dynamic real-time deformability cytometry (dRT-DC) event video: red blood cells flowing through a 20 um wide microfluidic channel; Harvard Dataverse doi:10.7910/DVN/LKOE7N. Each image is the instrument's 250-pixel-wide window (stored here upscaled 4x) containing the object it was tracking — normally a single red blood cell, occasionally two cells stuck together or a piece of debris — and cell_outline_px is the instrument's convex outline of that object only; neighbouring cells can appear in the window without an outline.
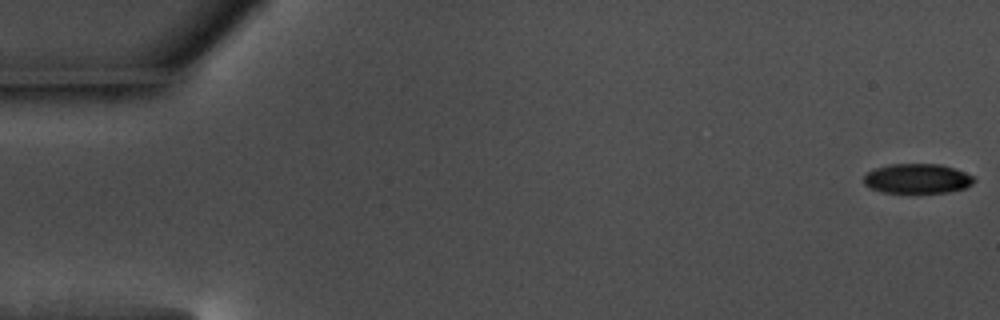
{"species": "common noctule bat (a hibernating species)", "species_latin": "Nyctalus noctula", "temperature_condition": "warm", "stored_images_in_passage": 57, "camera_frame_rate_fps": 3000, "um_per_image_px": 0.085, "animal": {"sex": "male", "body_mass_g": 17.5, "forearm_length_mm": 52.3}, "frame": {"image": 1, "passage_image": 1, "time_ms": 0.0, "image_size_px": [1000, 320], "cell_outline_px": [[976, 180], [972, 184], [964, 188], [948, 192], [880, 192], [864, 184], [864, 176], [872, 168], [888, 164], [940, 164], [976, 176]], "centroid_in_image_um": [77.97, 15.17], "position_along_channel_um": 7.0, "area_um2": 19.07}}
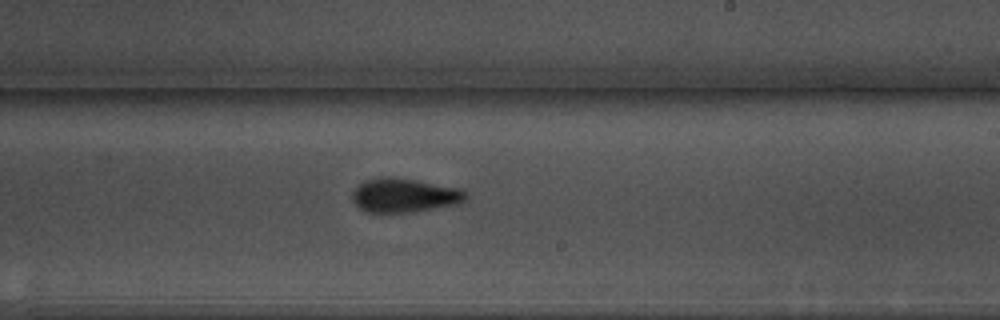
{"frame": {"image": 2, "passage_image": 34, "time_ms": 11.0, "image_size_px": [1000, 320], "cell_outline_px": [[468, 196], [460, 204], [408, 212], [364, 212], [352, 200], [352, 192], [364, 180], [380, 176], [388, 176], [416, 180], [464, 188], [468, 192]], "centroid_in_image_um": [34.41, 16.58], "position_along_channel_um": 254.6, "area_um2": 22.77}}
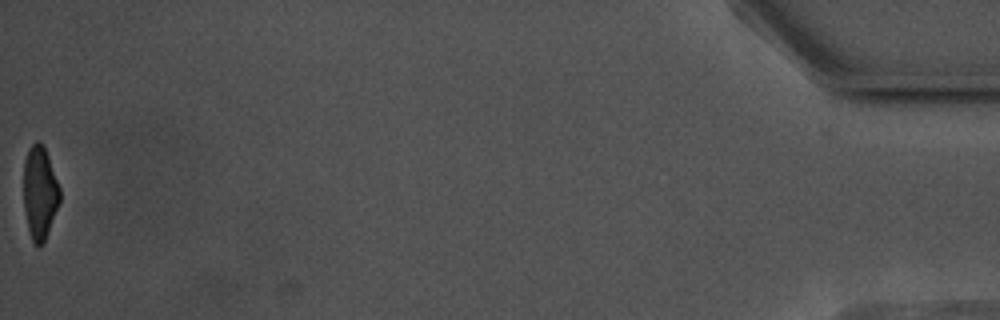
{"frame": {"image": 3, "passage_image": 57, "time_ms": 18.667, "image_size_px": [1000, 320], "cell_outline_px": [[60, 204], [44, 244], [36, 244], [32, 240], [28, 228], [24, 212], [24, 160], [28, 148], [36, 140], [40, 140], [44, 144], [60, 188]], "centroid_in_image_um": [3.39, 16.35], "position_along_channel_um": 431.8, "area_um2": 20.0}, "authors_computed_cell_mechanics": {"area_um2": 21.7328, "velocity_mm_per_s": 3.6289, "shape_relaxation_time_tau1_ms": 3.1643, "shape_relaxation_time_tau2_ms": 3.6106, "deformation_change_tau1": 0.1413, "deformation_change_tau2": 0.1038}}